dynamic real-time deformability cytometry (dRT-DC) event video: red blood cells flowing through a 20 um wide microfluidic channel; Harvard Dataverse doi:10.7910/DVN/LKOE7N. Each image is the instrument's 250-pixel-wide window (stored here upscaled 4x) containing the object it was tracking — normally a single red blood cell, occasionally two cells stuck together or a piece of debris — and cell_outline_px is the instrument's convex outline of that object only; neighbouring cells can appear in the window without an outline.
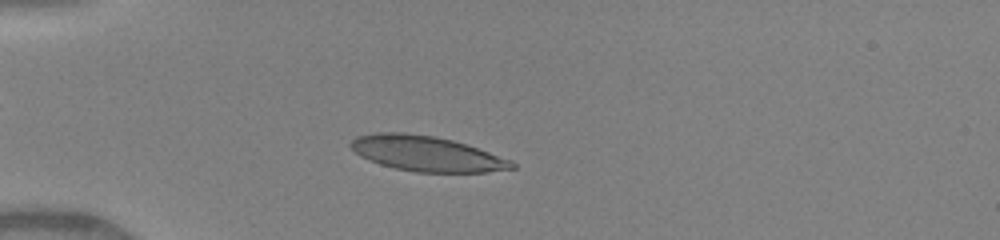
{"species": "human", "species_latin": "Homo sapiens", "temperature_condition": "warm", "stored_images_in_passage": 41, "camera_frame_rate_fps": 3000, "um_per_image_px": 0.085, "donor": {"sex": "female"}, "frame": {"image": 1, "passage_image": 10, "time_ms": 3.0, "image_size_px": [1000, 240], "cell_outline_px": [[516, 168], [484, 172], [416, 172], [396, 168], [380, 164], [368, 160], [360, 156], [348, 144], [356, 136], [380, 132], [400, 132], [432, 136], [452, 140], [512, 160], [516, 164]], "centroid_in_image_um": [36.23, 13.06], "position_along_channel_um": 48.8, "area_um2": 32.71}}
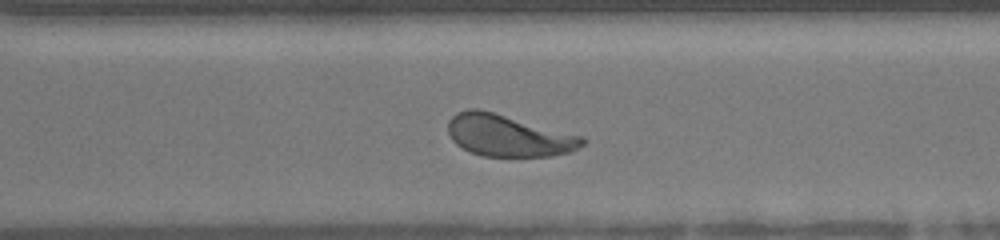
{"frame": {"image": 2, "passage_image": 32, "time_ms": 10.333, "image_size_px": [1000, 240], "cell_outline_px": [[588, 140], [584, 144], [572, 152], [552, 156], [484, 156], [472, 152], [456, 144], [452, 140], [448, 132], [448, 120], [456, 112], [468, 108], [480, 108], [584, 136]], "centroid_in_image_um": [43.24, 11.51], "position_along_channel_um": 327.4, "area_um2": 33.06}}
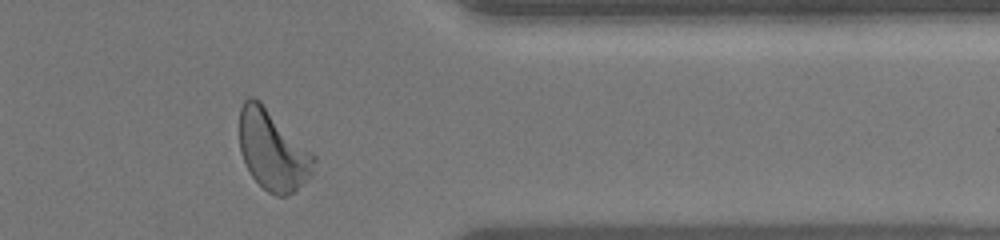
{"frame": {"image": 3, "passage_image": 37, "time_ms": 12.0, "image_size_px": [1000, 240], "cell_outline_px": [[316, 160], [312, 176], [304, 184], [288, 196], [276, 196], [268, 192], [252, 176], [240, 152], [240, 108], [244, 100], [248, 96], [252, 96], [260, 100], [316, 156]], "centroid_in_image_um": [23.2, 12.77], "position_along_channel_um": 388.2, "area_um2": 34.85}, "authors_computed_cell_mechanics": {"area_um2": 32.8304, "velocity_mm_per_s": 4.1338, "shape_relaxation_time_tau1_ms": 3.8497, "shape_relaxation_time_tau2_ms": 0.7492, "deformation_change_tau1": 0.1903, "deformation_change_tau2": 0.0913}}